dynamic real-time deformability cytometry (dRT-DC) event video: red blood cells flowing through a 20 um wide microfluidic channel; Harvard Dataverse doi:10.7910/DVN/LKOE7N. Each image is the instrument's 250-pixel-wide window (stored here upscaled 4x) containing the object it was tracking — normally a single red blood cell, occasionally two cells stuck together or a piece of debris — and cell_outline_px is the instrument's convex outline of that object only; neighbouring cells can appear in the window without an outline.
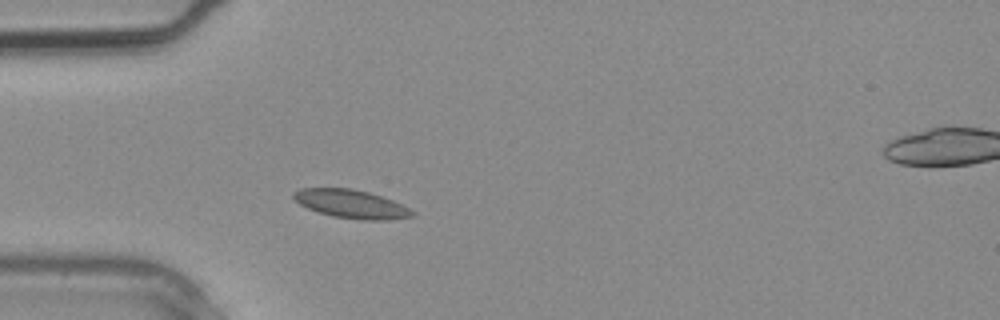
{"species": "common noctule bat (a hibernating species)", "species_latin": "Nyctalus noctula", "temperature_condition": "warm", "stored_images_in_passage": 3, "segment_of_instrument_passage": [1, 2], "camera_frame_rate_fps": 3000, "um_per_image_px": 0.085, "animal": {"sex": "male", "body_mass_g": 20.4}, "frame": {"image": 1, "passage_image": 2, "time_ms": 0.333, "image_size_px": [1000, 320], "cell_outline_px": [[416, 216], [384, 220], [364, 220], [332, 216], [308, 208], [300, 204], [292, 196], [292, 192], [300, 188], [352, 188], [368, 192], [392, 200], [416, 212]], "centroid_in_image_um": [29.85, 17.33], "position_along_channel_um": 55.1, "area_um2": 19.54}}